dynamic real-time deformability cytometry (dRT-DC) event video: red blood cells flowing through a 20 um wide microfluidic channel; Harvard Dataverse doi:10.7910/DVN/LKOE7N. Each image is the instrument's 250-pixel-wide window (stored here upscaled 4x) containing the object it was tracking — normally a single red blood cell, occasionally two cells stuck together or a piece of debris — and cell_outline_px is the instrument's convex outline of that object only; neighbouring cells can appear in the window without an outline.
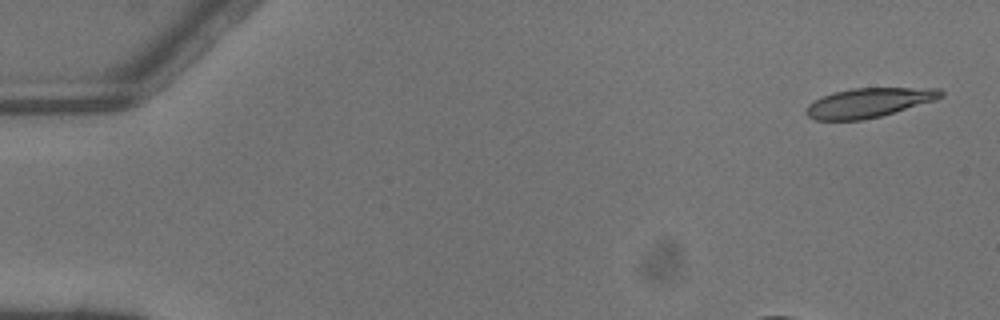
{"species": "common noctule bat (a hibernating species)", "species_latin": "Nyctalus noctula", "temperature_condition": "warm", "stored_images_in_passage": 6, "camera_frame_rate_fps": 3000, "um_per_image_px": 0.085, "animal": {"sex": "male", "body_mass_g": 13.3}, "frame": {"image": 1, "passage_image": 1, "time_ms": 0.0, "image_size_px": [1000, 320], "cell_outline_px": [[944, 96], [936, 100], [880, 116], [864, 120], [816, 120], [808, 116], [804, 112], [804, 108], [808, 104], [832, 92], [852, 88], [940, 88], [944, 92]], "centroid_in_image_um": [73.85, 8.73], "position_along_channel_um": 11.2, "area_um2": 23.12}}
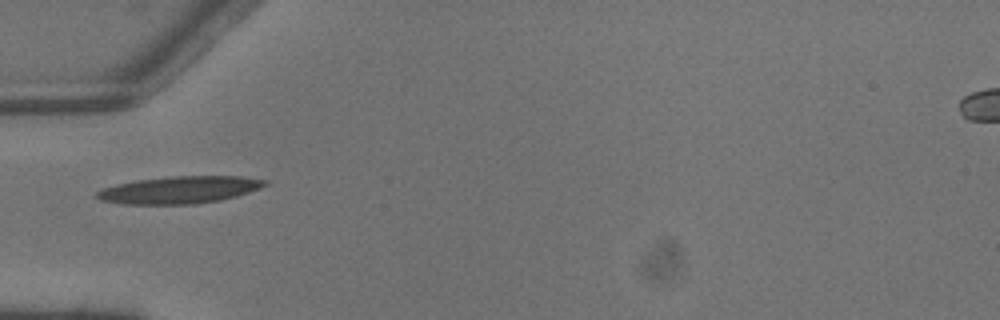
{"frame": {"image": 2, "passage_image": 5, "time_ms": 1.333, "image_size_px": [1000, 320], "cell_outline_px": [[268, 184], [260, 188], [236, 196], [220, 200], [192, 204], [124, 204], [100, 200], [92, 196], [96, 192], [104, 188], [116, 184], [136, 180], [172, 176], [240, 176], [268, 180]], "centroid_in_image_um": [15.23, 16.13], "position_along_channel_um": 69.8, "area_um2": 26.7}}
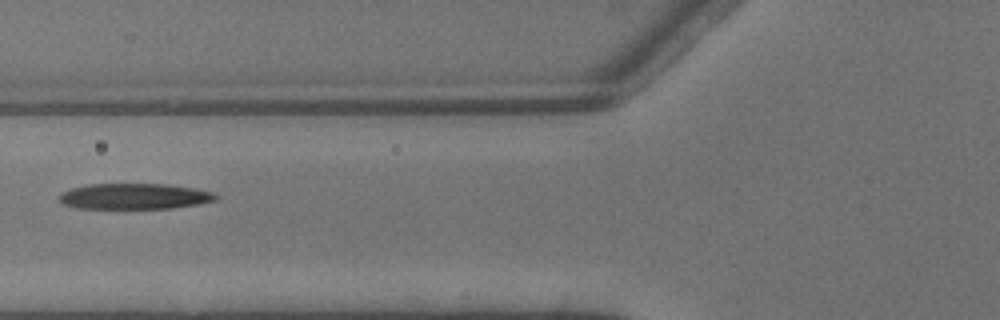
{"frame": {"image": 3, "passage_image": 6, "time_ms": 1.667, "image_size_px": [1000, 320], "cell_outline_px": [[220, 196], [216, 200], [196, 204], [172, 208], [76, 208], [64, 204], [60, 200], [60, 192], [72, 188], [92, 184], [168, 184], [196, 188], [212, 192]], "centroid_in_image_um": [11.45, 16.68], "position_along_channel_um": 114.3, "area_um2": 23.41}}